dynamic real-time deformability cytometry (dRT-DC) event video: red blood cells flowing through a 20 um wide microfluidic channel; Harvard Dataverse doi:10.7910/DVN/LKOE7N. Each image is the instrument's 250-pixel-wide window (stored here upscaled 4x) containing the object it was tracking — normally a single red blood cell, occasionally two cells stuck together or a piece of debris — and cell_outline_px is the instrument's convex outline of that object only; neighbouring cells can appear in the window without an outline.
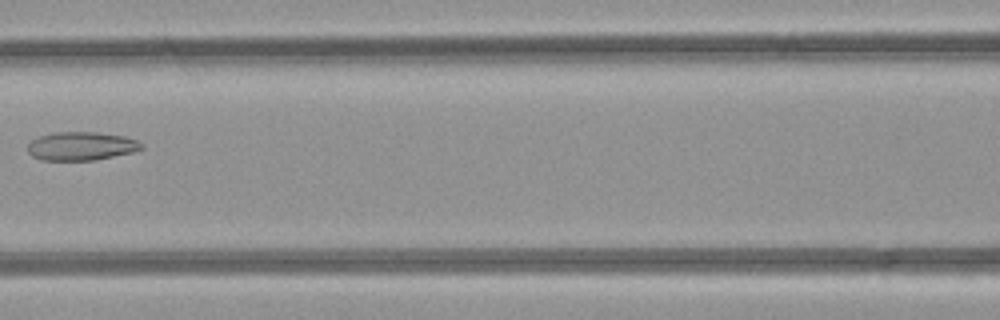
{"species": "common noctule bat (a hibernating species)", "species_latin": "Nyctalus noctula", "temperature_condition": "room temperature", "stored_images_in_passage": 3, "camera_frame_rate_fps": 3000, "um_per_image_px": 0.085, "animal": {"sex": "female", "body_mass_g": 21.9}, "frame": {"image": 1, "passage_image": 3, "time_ms": 2.333, "image_size_px": [1000, 320], "cell_outline_px": [[144, 148], [132, 152], [96, 160], [40, 160], [32, 156], [28, 152], [28, 144], [32, 140], [40, 136], [56, 132], [96, 132], [124, 136], [136, 140], [144, 144]], "centroid_in_image_um": [6.91, 12.42], "position_along_channel_um": 159.7, "area_um2": 18.9}}